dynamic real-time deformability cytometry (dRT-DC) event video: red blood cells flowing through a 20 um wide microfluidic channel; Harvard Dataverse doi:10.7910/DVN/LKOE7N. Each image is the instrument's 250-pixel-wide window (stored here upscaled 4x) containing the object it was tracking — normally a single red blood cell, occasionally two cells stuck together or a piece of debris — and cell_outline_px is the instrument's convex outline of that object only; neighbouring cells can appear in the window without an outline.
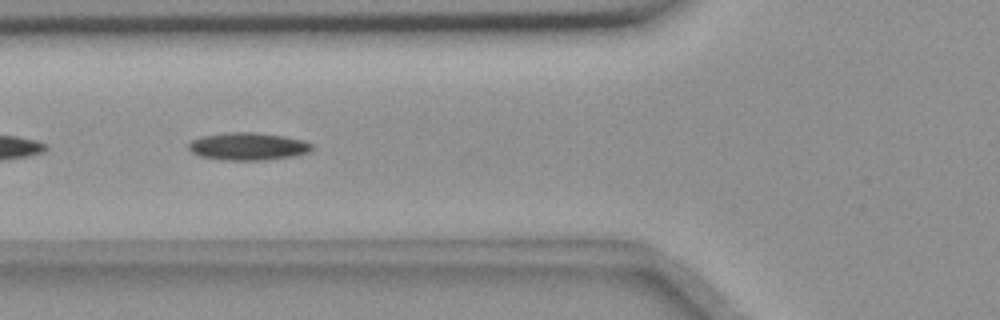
{"species": "common noctule bat (a hibernating species)", "species_latin": "Nyctalus noctula", "temperature_condition": "room temperature", "stored_images_in_passage": 40, "camera_frame_rate_fps": 3000, "um_per_image_px": 0.085, "animal": {"sex": "female", "body_mass_g": 18.4}, "frame": {"image": 1, "passage_image": 5, "time_ms": 1.333, "image_size_px": [1000, 320], "cell_outline_px": [[312, 148], [308, 152], [296, 156], [264, 160], [220, 160], [200, 156], [192, 152], [188, 148], [188, 144], [192, 140], [204, 136], [232, 132], [252, 132], [284, 136], [304, 140], [312, 144]], "centroid_in_image_um": [21.09, 12.45], "position_along_channel_um": 104.7, "area_um2": 19.77}}
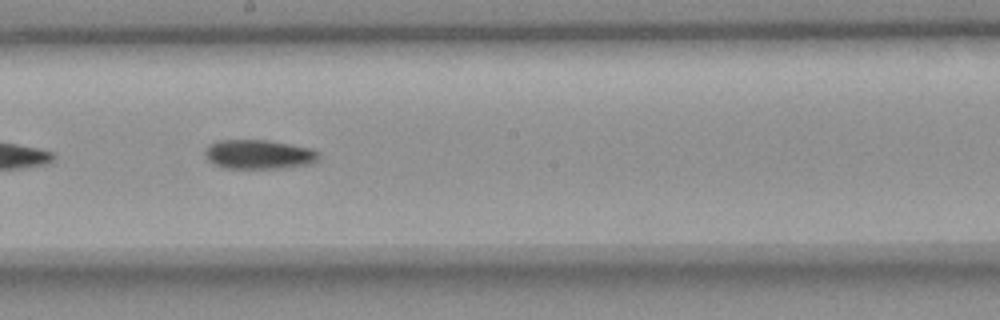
{"frame": {"image": 2, "passage_image": 15, "time_ms": 4.667, "image_size_px": [1000, 320], "cell_outline_px": [[320, 160], [312, 164], [288, 168], [224, 168], [208, 160], [204, 152], [208, 144], [220, 140], [268, 140], [312, 148], [320, 152]], "centroid_in_image_um": [22.07, 13.12], "position_along_channel_um": 226.1, "area_um2": 19.71}}
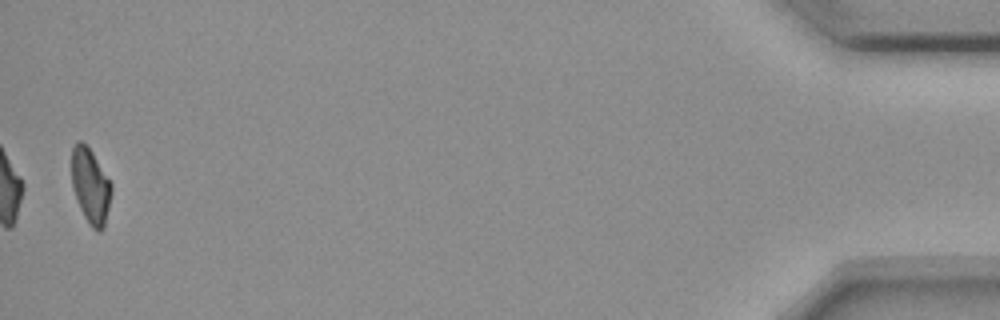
{"frame": {"image": 3, "passage_image": 39, "time_ms": 12.667, "image_size_px": [1000, 320], "cell_outline_px": [[112, 192], [104, 228], [100, 232], [96, 232], [88, 224], [80, 208], [72, 188], [72, 148], [76, 140], [80, 140], [92, 152], [112, 184]], "centroid_in_image_um": [7.69, 15.84], "position_along_channel_um": 427.5, "area_um2": 17.46}}